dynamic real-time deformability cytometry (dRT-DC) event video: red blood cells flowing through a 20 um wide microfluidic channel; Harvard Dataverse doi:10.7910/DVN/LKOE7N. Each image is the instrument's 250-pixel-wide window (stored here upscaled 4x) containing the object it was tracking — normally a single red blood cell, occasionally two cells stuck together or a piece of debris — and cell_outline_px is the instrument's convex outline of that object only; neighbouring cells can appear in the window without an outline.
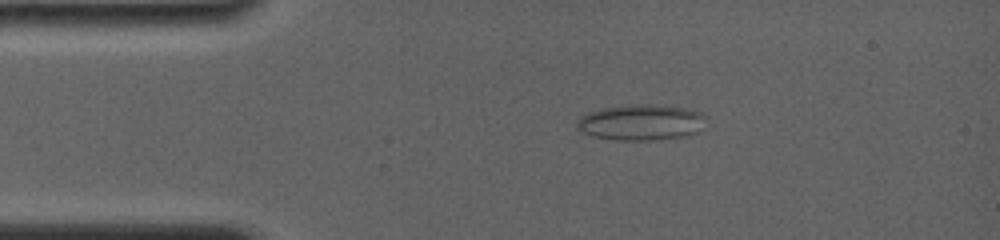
{"species": "common noctule bat (a hibernating species)", "species_latin": "Nyctalus noctula", "temperature_condition": "room temperature", "stored_images_in_passage": 48, "camera_frame_rate_fps": 4000, "um_per_image_px": 0.085, "animal": {"sex": "female", "body_mass_g": 19.0, "forearm_length_mm": 56.7}, "frame": {"image": 1, "passage_image": 2, "time_ms": 0.5, "image_size_px": [1000, 240], "cell_outline_px": [[708, 116], [696, 132], [688, 136], [652, 140], [616, 140], [596, 136], [584, 132], [576, 128], [576, 120], [580, 116], [588, 112], [604, 108], [628, 104], [656, 104], [688, 108], [700, 112]], "centroid_in_image_um": [54.5, 10.38], "position_along_channel_um": 30.5, "area_um2": 27.11}}
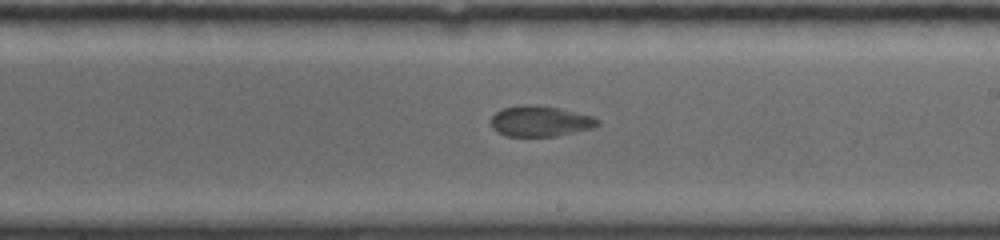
{"frame": {"image": 2, "passage_image": 24, "time_ms": 7.0, "image_size_px": [1000, 240], "cell_outline_px": [[600, 124], [592, 128], [556, 136], [504, 136], [496, 132], [492, 128], [492, 116], [496, 112], [504, 108], [560, 108], [592, 116], [600, 120]], "centroid_in_image_um": [45.96, 10.36], "position_along_channel_um": 243.0, "area_um2": 18.15}}
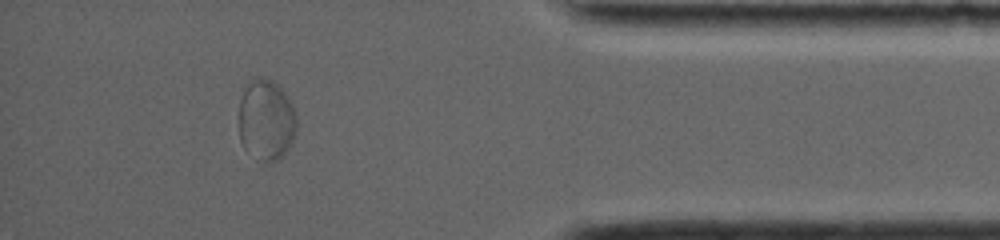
{"frame": {"image": 3, "passage_image": 42, "time_ms": 12.0, "image_size_px": [1000, 240], "cell_outline_px": [[296, 128], [292, 140], [288, 148], [280, 160], [260, 160], [244, 148], [240, 140], [240, 100], [244, 88], [248, 80], [260, 76], [264, 76], [276, 84], [288, 96], [292, 104], [296, 116]], "centroid_in_image_um": [22.62, 10.16], "position_along_channel_um": 412.6, "area_um2": 27.11}}